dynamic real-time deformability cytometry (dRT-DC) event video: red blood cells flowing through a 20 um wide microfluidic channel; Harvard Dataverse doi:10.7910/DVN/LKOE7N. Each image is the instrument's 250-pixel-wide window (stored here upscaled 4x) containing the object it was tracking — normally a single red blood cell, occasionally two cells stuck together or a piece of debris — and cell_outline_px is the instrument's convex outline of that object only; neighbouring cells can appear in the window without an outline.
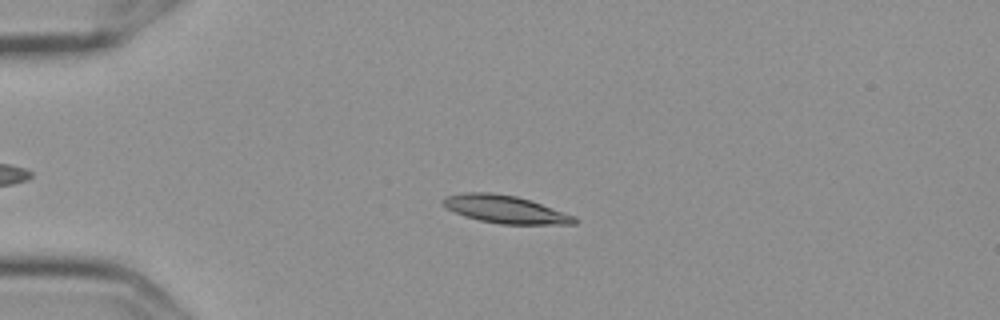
{"species": "Egyptian fruit bat (a non-hibernating species)", "species_latin": "Rousettus aegyptiacus", "temperature_condition": "cold", "stored_images_in_passage": 5, "camera_frame_rate_fps": 3000, "um_per_image_px": 0.085, "frame": {"image": 1, "passage_image": 4, "time_ms": 1.0, "image_size_px": [1000, 320], "cell_outline_px": [[576, 224], [500, 224], [480, 220], [464, 216], [448, 208], [440, 200], [448, 196], [464, 192], [492, 192], [516, 196], [576, 216]], "centroid_in_image_um": [42.94, 17.79], "position_along_channel_um": 42.1, "area_um2": 20.92}}